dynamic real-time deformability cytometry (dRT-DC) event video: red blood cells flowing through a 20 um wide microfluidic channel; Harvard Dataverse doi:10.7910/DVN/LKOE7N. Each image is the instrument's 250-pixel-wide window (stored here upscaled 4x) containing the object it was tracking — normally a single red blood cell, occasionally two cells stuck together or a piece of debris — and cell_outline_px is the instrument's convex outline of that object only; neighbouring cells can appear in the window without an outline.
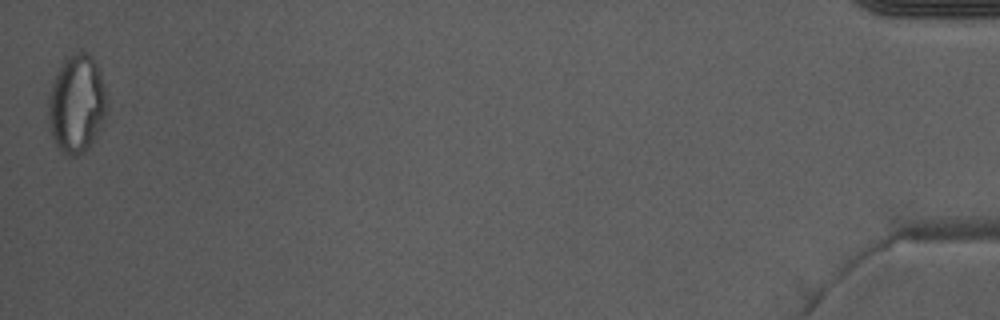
{"species": "Egyptian fruit bat (a non-hibernating species)", "species_latin": "Rousettus aegyptiacus", "temperature_condition": "warm", "stored_images_in_passage": 40, "camera_frame_rate_fps": 3000, "um_per_image_px": 0.085, "animal": {"sex": "male"}, "frame": {"image": 1, "passage_image": 40, "time_ms": 13.0, "image_size_px": [1000, 320], "cell_outline_px": [[104, 112], [96, 140], [88, 148], [76, 156], [68, 156], [60, 152], [56, 148], [48, 128], [48, 92], [52, 80], [60, 64], [68, 56], [76, 52], [88, 52], [96, 64], [100, 72], [104, 84]], "centroid_in_image_um": [6.44, 8.86], "position_along_channel_um": 428.8, "area_um2": 33.7}, "authors_computed_cell_mechanics": {"area_um2": 29.0445, "velocity_mm_per_s": 4.0069, "shape_relaxation_time_tau1_ms": null, "shape_relaxation_time_tau2_ms": 1.4635, "deformation_change_tau1": null, "deformation_change_tau2": 0.0774}}